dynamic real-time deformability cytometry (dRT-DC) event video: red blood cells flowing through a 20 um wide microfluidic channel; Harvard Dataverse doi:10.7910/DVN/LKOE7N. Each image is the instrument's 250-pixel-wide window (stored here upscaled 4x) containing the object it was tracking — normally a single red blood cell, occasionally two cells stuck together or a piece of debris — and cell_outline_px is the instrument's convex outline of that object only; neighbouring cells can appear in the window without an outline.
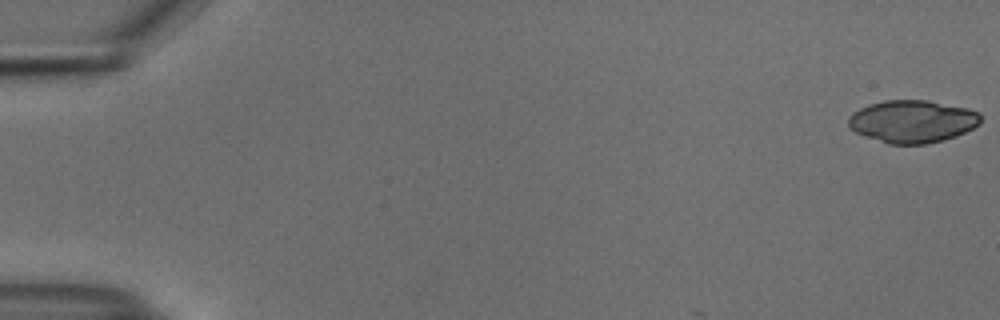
{"species": "common noctule bat (a hibernating species)", "species_latin": "Nyctalus noctula", "temperature_condition": "cold", "stored_images_in_passage": 7, "camera_frame_rate_fps": 3000, "um_per_image_px": 0.085, "animal": {"sex": "male", "body_mass_g": 18.8}, "frame": {"image": 1, "passage_image": 1, "time_ms": 0.0, "image_size_px": [1000, 320], "cell_outline_px": [[980, 124], [956, 136], [944, 140], [924, 144], [888, 144], [864, 136], [848, 128], [848, 116], [860, 108], [868, 104], [884, 100], [928, 100], [968, 108], [980, 112]], "centroid_in_image_um": [77.54, 10.31], "position_along_channel_um": 7.5, "area_um2": 33.0}}